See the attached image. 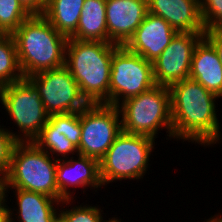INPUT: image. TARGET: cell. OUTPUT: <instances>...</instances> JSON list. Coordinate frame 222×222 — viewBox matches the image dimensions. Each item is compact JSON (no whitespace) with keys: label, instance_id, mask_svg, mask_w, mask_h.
Here are the masks:
<instances>
[{"label":"cell","instance_id":"d6986e66","mask_svg":"<svg viewBox=\"0 0 222 222\" xmlns=\"http://www.w3.org/2000/svg\"><path fill=\"white\" fill-rule=\"evenodd\" d=\"M85 0H48L42 15L62 35L71 38L77 30Z\"/></svg>","mask_w":222,"mask_h":222},{"label":"cell","instance_id":"44dd1931","mask_svg":"<svg viewBox=\"0 0 222 222\" xmlns=\"http://www.w3.org/2000/svg\"><path fill=\"white\" fill-rule=\"evenodd\" d=\"M33 142L49 155L51 153L50 156L52 158L53 155H56V157L61 155L65 159L68 158L69 153L72 155H74V152L78 154L77 147L74 146L70 140L66 139V136L61 134L59 129H55L49 121Z\"/></svg>","mask_w":222,"mask_h":222},{"label":"cell","instance_id":"1f68e13d","mask_svg":"<svg viewBox=\"0 0 222 222\" xmlns=\"http://www.w3.org/2000/svg\"><path fill=\"white\" fill-rule=\"evenodd\" d=\"M52 222H66V220L60 213H58Z\"/></svg>","mask_w":222,"mask_h":222},{"label":"cell","instance_id":"9c48e42d","mask_svg":"<svg viewBox=\"0 0 222 222\" xmlns=\"http://www.w3.org/2000/svg\"><path fill=\"white\" fill-rule=\"evenodd\" d=\"M118 106L89 104L80 111L81 138L78 154L100 161L122 131Z\"/></svg>","mask_w":222,"mask_h":222},{"label":"cell","instance_id":"d4e9b609","mask_svg":"<svg viewBox=\"0 0 222 222\" xmlns=\"http://www.w3.org/2000/svg\"><path fill=\"white\" fill-rule=\"evenodd\" d=\"M200 11L205 30L222 23V0H200Z\"/></svg>","mask_w":222,"mask_h":222},{"label":"cell","instance_id":"8992f818","mask_svg":"<svg viewBox=\"0 0 222 222\" xmlns=\"http://www.w3.org/2000/svg\"><path fill=\"white\" fill-rule=\"evenodd\" d=\"M155 139L121 131L99 161L102 185L127 179H141L147 172Z\"/></svg>","mask_w":222,"mask_h":222},{"label":"cell","instance_id":"4dcf8cb0","mask_svg":"<svg viewBox=\"0 0 222 222\" xmlns=\"http://www.w3.org/2000/svg\"><path fill=\"white\" fill-rule=\"evenodd\" d=\"M209 222H222V216L221 214L218 215H214L213 217L211 216L209 219H208Z\"/></svg>","mask_w":222,"mask_h":222},{"label":"cell","instance_id":"484cf974","mask_svg":"<svg viewBox=\"0 0 222 222\" xmlns=\"http://www.w3.org/2000/svg\"><path fill=\"white\" fill-rule=\"evenodd\" d=\"M3 128L0 125V174L6 176L10 166L12 151L17 141L15 140L16 133Z\"/></svg>","mask_w":222,"mask_h":222},{"label":"cell","instance_id":"6da1fadb","mask_svg":"<svg viewBox=\"0 0 222 222\" xmlns=\"http://www.w3.org/2000/svg\"><path fill=\"white\" fill-rule=\"evenodd\" d=\"M169 89L173 138L205 147L219 143L221 127L215 103L220 97L190 78L172 84Z\"/></svg>","mask_w":222,"mask_h":222},{"label":"cell","instance_id":"8fae6325","mask_svg":"<svg viewBox=\"0 0 222 222\" xmlns=\"http://www.w3.org/2000/svg\"><path fill=\"white\" fill-rule=\"evenodd\" d=\"M204 32H177L170 44L153 63L156 85L170 87L189 78L194 49Z\"/></svg>","mask_w":222,"mask_h":222},{"label":"cell","instance_id":"9a60e30c","mask_svg":"<svg viewBox=\"0 0 222 222\" xmlns=\"http://www.w3.org/2000/svg\"><path fill=\"white\" fill-rule=\"evenodd\" d=\"M148 12L162 17L177 32H204L200 0H147Z\"/></svg>","mask_w":222,"mask_h":222},{"label":"cell","instance_id":"e0dca14e","mask_svg":"<svg viewBox=\"0 0 222 222\" xmlns=\"http://www.w3.org/2000/svg\"><path fill=\"white\" fill-rule=\"evenodd\" d=\"M16 195L17 216L15 220L19 222H52L59 213L56 204H70L71 199L62 202L48 195L39 192L25 191L19 188H13ZM55 204V205H54Z\"/></svg>","mask_w":222,"mask_h":222},{"label":"cell","instance_id":"cb8c5ba5","mask_svg":"<svg viewBox=\"0 0 222 222\" xmlns=\"http://www.w3.org/2000/svg\"><path fill=\"white\" fill-rule=\"evenodd\" d=\"M63 208L64 206L61 211L59 210V213L65 218L66 222H112L116 218L103 220V213H101L103 211L98 206L80 205L71 209Z\"/></svg>","mask_w":222,"mask_h":222},{"label":"cell","instance_id":"d6a6232c","mask_svg":"<svg viewBox=\"0 0 222 222\" xmlns=\"http://www.w3.org/2000/svg\"><path fill=\"white\" fill-rule=\"evenodd\" d=\"M13 212H14V210L12 211V210L9 208V222L15 221L14 218H12L13 216H15V215H13V214H14Z\"/></svg>","mask_w":222,"mask_h":222},{"label":"cell","instance_id":"277c9868","mask_svg":"<svg viewBox=\"0 0 222 222\" xmlns=\"http://www.w3.org/2000/svg\"><path fill=\"white\" fill-rule=\"evenodd\" d=\"M57 159L34 142H17L5 176V193L9 188L39 192L60 201L56 184Z\"/></svg>","mask_w":222,"mask_h":222},{"label":"cell","instance_id":"83f0119b","mask_svg":"<svg viewBox=\"0 0 222 222\" xmlns=\"http://www.w3.org/2000/svg\"><path fill=\"white\" fill-rule=\"evenodd\" d=\"M31 14H42L48 0H19Z\"/></svg>","mask_w":222,"mask_h":222},{"label":"cell","instance_id":"ffe728a7","mask_svg":"<svg viewBox=\"0 0 222 222\" xmlns=\"http://www.w3.org/2000/svg\"><path fill=\"white\" fill-rule=\"evenodd\" d=\"M12 34L0 38V87L23 79Z\"/></svg>","mask_w":222,"mask_h":222},{"label":"cell","instance_id":"7402d4cb","mask_svg":"<svg viewBox=\"0 0 222 222\" xmlns=\"http://www.w3.org/2000/svg\"><path fill=\"white\" fill-rule=\"evenodd\" d=\"M32 14L19 0H0V29L12 34Z\"/></svg>","mask_w":222,"mask_h":222},{"label":"cell","instance_id":"3957f363","mask_svg":"<svg viewBox=\"0 0 222 222\" xmlns=\"http://www.w3.org/2000/svg\"><path fill=\"white\" fill-rule=\"evenodd\" d=\"M12 36L24 78L65 65L68 38L42 14H32Z\"/></svg>","mask_w":222,"mask_h":222},{"label":"cell","instance_id":"7a4b0ae2","mask_svg":"<svg viewBox=\"0 0 222 222\" xmlns=\"http://www.w3.org/2000/svg\"><path fill=\"white\" fill-rule=\"evenodd\" d=\"M120 45L68 38L65 66L89 104L109 105L113 52Z\"/></svg>","mask_w":222,"mask_h":222},{"label":"cell","instance_id":"836d02e7","mask_svg":"<svg viewBox=\"0 0 222 222\" xmlns=\"http://www.w3.org/2000/svg\"><path fill=\"white\" fill-rule=\"evenodd\" d=\"M5 33L0 29V38L4 35Z\"/></svg>","mask_w":222,"mask_h":222},{"label":"cell","instance_id":"30bf717a","mask_svg":"<svg viewBox=\"0 0 222 222\" xmlns=\"http://www.w3.org/2000/svg\"><path fill=\"white\" fill-rule=\"evenodd\" d=\"M26 78L38 90L49 116L79 112L89 105L83 97L78 83L65 65Z\"/></svg>","mask_w":222,"mask_h":222},{"label":"cell","instance_id":"ba28073f","mask_svg":"<svg viewBox=\"0 0 222 222\" xmlns=\"http://www.w3.org/2000/svg\"><path fill=\"white\" fill-rule=\"evenodd\" d=\"M155 85L152 62L129 51L124 45L113 52L109 105L118 106L125 99L144 93Z\"/></svg>","mask_w":222,"mask_h":222},{"label":"cell","instance_id":"4316f807","mask_svg":"<svg viewBox=\"0 0 222 222\" xmlns=\"http://www.w3.org/2000/svg\"><path fill=\"white\" fill-rule=\"evenodd\" d=\"M204 38L213 46L222 63V31L218 27L207 29Z\"/></svg>","mask_w":222,"mask_h":222},{"label":"cell","instance_id":"52a82bcc","mask_svg":"<svg viewBox=\"0 0 222 222\" xmlns=\"http://www.w3.org/2000/svg\"><path fill=\"white\" fill-rule=\"evenodd\" d=\"M0 102L22 133L15 134L17 142H33L48 122L41 96L27 78L0 87Z\"/></svg>","mask_w":222,"mask_h":222},{"label":"cell","instance_id":"4fadbf2b","mask_svg":"<svg viewBox=\"0 0 222 222\" xmlns=\"http://www.w3.org/2000/svg\"><path fill=\"white\" fill-rule=\"evenodd\" d=\"M176 33L177 31L162 17L148 12L124 46L129 51L154 62L170 44Z\"/></svg>","mask_w":222,"mask_h":222},{"label":"cell","instance_id":"f1b7e54d","mask_svg":"<svg viewBox=\"0 0 222 222\" xmlns=\"http://www.w3.org/2000/svg\"><path fill=\"white\" fill-rule=\"evenodd\" d=\"M5 202V198L0 202V222H9V207Z\"/></svg>","mask_w":222,"mask_h":222},{"label":"cell","instance_id":"5b68a950","mask_svg":"<svg viewBox=\"0 0 222 222\" xmlns=\"http://www.w3.org/2000/svg\"><path fill=\"white\" fill-rule=\"evenodd\" d=\"M118 108L122 131L156 139L157 132L164 127L167 136L173 138L169 87L155 85L144 93L125 99Z\"/></svg>","mask_w":222,"mask_h":222},{"label":"cell","instance_id":"e575fe53","mask_svg":"<svg viewBox=\"0 0 222 222\" xmlns=\"http://www.w3.org/2000/svg\"><path fill=\"white\" fill-rule=\"evenodd\" d=\"M112 222H121L119 219L115 218Z\"/></svg>","mask_w":222,"mask_h":222},{"label":"cell","instance_id":"f546056e","mask_svg":"<svg viewBox=\"0 0 222 222\" xmlns=\"http://www.w3.org/2000/svg\"><path fill=\"white\" fill-rule=\"evenodd\" d=\"M7 197L5 193V176L0 174V202Z\"/></svg>","mask_w":222,"mask_h":222},{"label":"cell","instance_id":"7c38bea8","mask_svg":"<svg viewBox=\"0 0 222 222\" xmlns=\"http://www.w3.org/2000/svg\"><path fill=\"white\" fill-rule=\"evenodd\" d=\"M147 14V0H106L108 43L125 45Z\"/></svg>","mask_w":222,"mask_h":222},{"label":"cell","instance_id":"ac0fdd59","mask_svg":"<svg viewBox=\"0 0 222 222\" xmlns=\"http://www.w3.org/2000/svg\"><path fill=\"white\" fill-rule=\"evenodd\" d=\"M81 41L108 42L106 0H85L77 25L71 37Z\"/></svg>","mask_w":222,"mask_h":222},{"label":"cell","instance_id":"2e32d148","mask_svg":"<svg viewBox=\"0 0 222 222\" xmlns=\"http://www.w3.org/2000/svg\"><path fill=\"white\" fill-rule=\"evenodd\" d=\"M189 78L222 97V63L213 46L204 37L194 49Z\"/></svg>","mask_w":222,"mask_h":222},{"label":"cell","instance_id":"d590c367","mask_svg":"<svg viewBox=\"0 0 222 222\" xmlns=\"http://www.w3.org/2000/svg\"><path fill=\"white\" fill-rule=\"evenodd\" d=\"M218 28L222 31V23L218 26Z\"/></svg>","mask_w":222,"mask_h":222},{"label":"cell","instance_id":"5bb4252c","mask_svg":"<svg viewBox=\"0 0 222 222\" xmlns=\"http://www.w3.org/2000/svg\"><path fill=\"white\" fill-rule=\"evenodd\" d=\"M78 160L73 157L58 158L56 168V184L60 193V201L74 199L70 189L71 187L82 186L93 189L102 188L100 179L99 161L92 157L77 154ZM68 159V160H67Z\"/></svg>","mask_w":222,"mask_h":222},{"label":"cell","instance_id":"603a6c76","mask_svg":"<svg viewBox=\"0 0 222 222\" xmlns=\"http://www.w3.org/2000/svg\"><path fill=\"white\" fill-rule=\"evenodd\" d=\"M48 121L55 129H59L60 133L65 135L66 139L70 140L74 146L79 147L81 138L80 111L51 115Z\"/></svg>","mask_w":222,"mask_h":222}]
</instances>
